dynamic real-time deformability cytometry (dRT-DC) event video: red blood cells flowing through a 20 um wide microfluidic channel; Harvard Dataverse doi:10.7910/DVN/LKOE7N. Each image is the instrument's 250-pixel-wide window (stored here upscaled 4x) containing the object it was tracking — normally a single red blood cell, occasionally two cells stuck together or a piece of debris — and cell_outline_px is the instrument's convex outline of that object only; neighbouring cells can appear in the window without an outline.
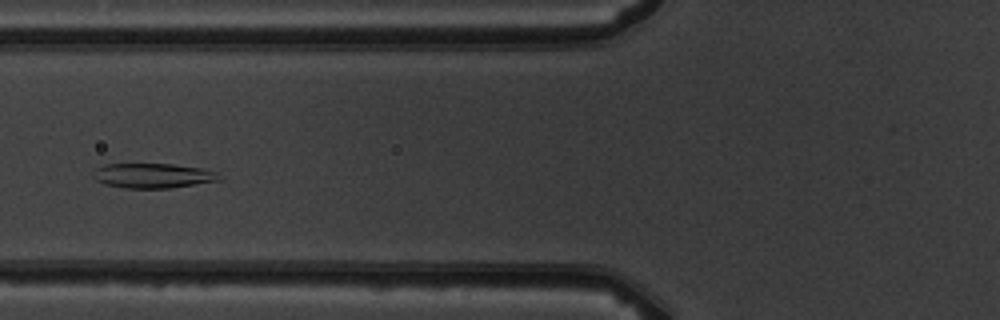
{"species": "common noctule bat (a hibernating species)", "species_latin": "Nyctalus noctula", "temperature_condition": "warm", "stored_images_in_passage": 6, "camera_frame_rate_fps": 3000, "um_per_image_px": 0.085, "animal": {"sex": "male", "body_mass_g": 19.5, "forearm_length_mm": 54.6}, "frame": {"image": 1, "passage_image": 6, "time_ms": 6.667, "image_size_px": [1000, 320], "cell_outline_px": [[224, 180], [168, 188], [124, 188], [104, 184], [96, 180], [92, 176], [92, 172], [96, 168], [104, 164], [172, 164], [200, 168], [216, 172]], "centroid_in_image_um": [12.97, 14.93], "position_along_channel_um": 112.8, "area_um2": 18.26}}